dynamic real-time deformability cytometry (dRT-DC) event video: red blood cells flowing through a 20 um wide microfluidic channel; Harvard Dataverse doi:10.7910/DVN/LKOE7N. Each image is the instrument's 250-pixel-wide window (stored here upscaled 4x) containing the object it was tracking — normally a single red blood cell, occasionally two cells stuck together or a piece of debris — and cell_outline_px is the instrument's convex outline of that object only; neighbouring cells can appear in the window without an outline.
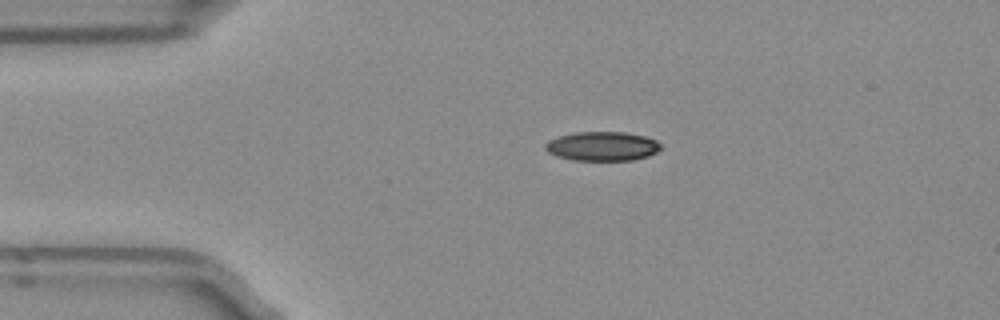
{"species": "Egyptian fruit bat (a non-hibernating species)", "species_latin": "Rousettus aegyptiacus", "temperature_condition": "room temperature", "stored_images_in_passage": 4, "camera_frame_rate_fps": 3000, "um_per_image_px": 0.085, "frame": {"image": 1, "passage_image": 4, "time_ms": 1.0, "image_size_px": [1000, 320], "cell_outline_px": [[660, 148], [656, 152], [648, 156], [632, 160], [572, 160], [556, 156], [548, 152], [544, 148], [544, 144], [548, 140], [560, 136], [576, 132], [624, 132], [644, 136], [656, 140], [660, 144]], "centroid_in_image_um": [51.16, 12.43], "position_along_channel_um": 33.8, "area_um2": 19.59}}